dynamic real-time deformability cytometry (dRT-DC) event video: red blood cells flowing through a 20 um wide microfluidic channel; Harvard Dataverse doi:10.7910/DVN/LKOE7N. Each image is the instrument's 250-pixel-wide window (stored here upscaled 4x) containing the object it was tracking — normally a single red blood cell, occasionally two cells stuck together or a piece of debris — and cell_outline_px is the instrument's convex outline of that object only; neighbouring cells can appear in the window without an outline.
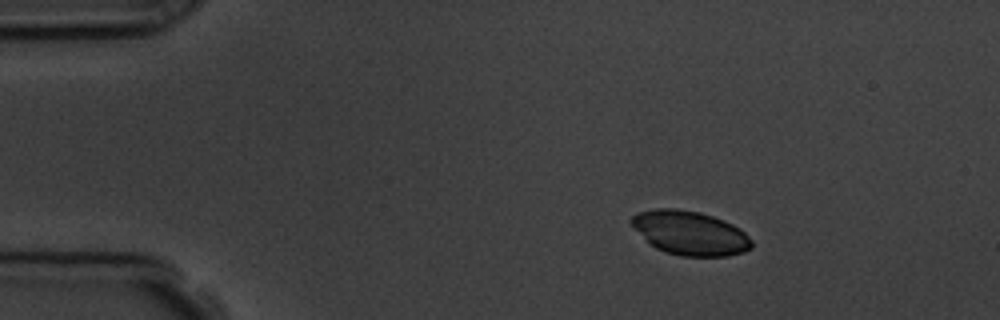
{"species": "common noctule bat (a hibernating species)", "species_latin": "Nyctalus noctula", "temperature_condition": "room temperature", "stored_images_in_passage": 3, "camera_frame_rate_fps": 3000, "um_per_image_px": 0.085, "animal": {"sex": "male", "body_mass_g": 19.5, "forearm_length_mm": 54.6}, "frame": {"image": 1, "passage_image": 1, "time_ms": 0.0, "image_size_px": [1000, 320], "cell_outline_px": [[752, 248], [744, 252], [728, 256], [680, 256], [664, 252], [648, 244], [628, 220], [636, 212], [656, 208], [676, 208], [700, 212], [724, 220], [740, 228], [752, 240]], "centroid_in_image_um": [58.63, 19.8], "position_along_channel_um": 26.4, "area_um2": 31.21}}